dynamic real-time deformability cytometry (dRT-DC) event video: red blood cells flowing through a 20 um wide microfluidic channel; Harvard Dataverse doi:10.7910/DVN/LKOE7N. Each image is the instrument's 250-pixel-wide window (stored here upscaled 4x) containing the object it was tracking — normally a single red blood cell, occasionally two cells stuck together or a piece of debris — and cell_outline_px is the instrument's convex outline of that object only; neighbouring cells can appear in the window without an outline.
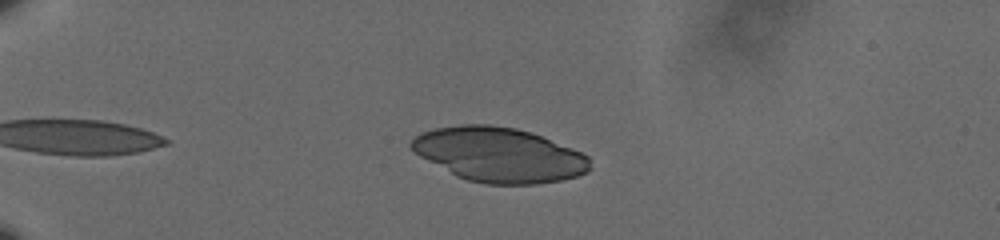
{"species": "human", "species_latin": "Homo sapiens", "temperature_condition": "cold", "stored_images_in_passage": 46, "camera_frame_rate_fps": 3000, "um_per_image_px": 0.085, "donor": {"sex": "male"}, "frame": {"image": 1, "passage_image": 3, "time_ms": 0.667, "image_size_px": [1000, 240], "cell_outline_px": [[592, 168], [576, 176], [560, 180], [536, 184], [484, 184], [468, 180], [456, 176], [412, 152], [408, 144], [416, 136], [424, 132], [436, 128], [464, 124], [488, 124], [516, 128], [540, 136], [572, 148], [588, 156]], "centroid_in_image_um": [42.39, 13.15], "position_along_channel_um": 42.6, "area_um2": 56.47}}
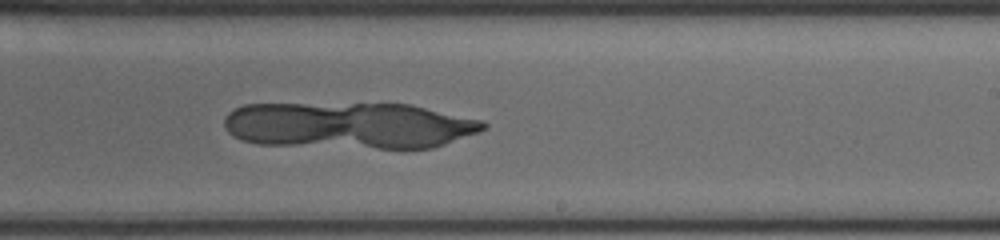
{"frame": {"image": 2, "passage_image": 26, "time_ms": 8.333, "image_size_px": [1000, 240], "cell_outline_px": [[488, 124], [480, 132], [432, 148], [376, 148], [256, 144], [240, 140], [232, 136], [224, 128], [224, 116], [228, 112], [244, 104], [408, 104], [484, 120]], "centroid_in_image_um": [29.65, 10.66], "position_along_channel_um": 259.3, "area_um2": 70.4}}